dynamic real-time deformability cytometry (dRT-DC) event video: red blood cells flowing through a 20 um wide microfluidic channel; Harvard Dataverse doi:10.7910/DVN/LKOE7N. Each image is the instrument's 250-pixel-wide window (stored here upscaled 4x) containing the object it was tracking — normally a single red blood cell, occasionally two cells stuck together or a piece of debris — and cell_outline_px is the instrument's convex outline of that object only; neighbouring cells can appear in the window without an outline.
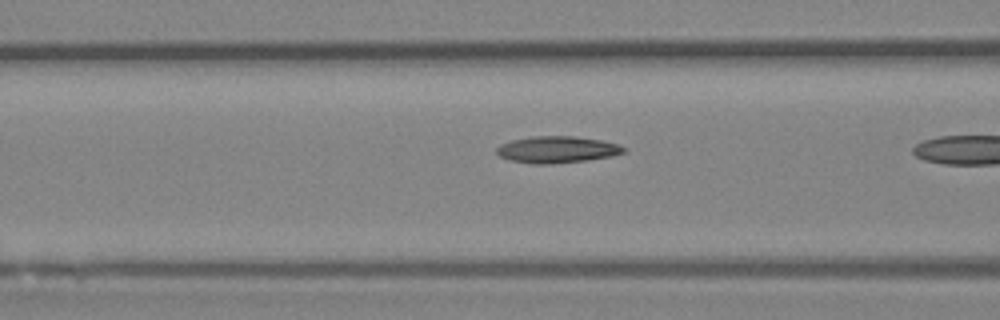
{"species": "Egyptian fruit bat (a non-hibernating species)", "species_latin": "Rousettus aegyptiacus", "temperature_condition": "room temperature", "stored_images_in_passage": 11, "camera_frame_rate_fps": 3000, "um_per_image_px": 0.085, "animal": {"sex": "female"}, "frame": {"image": 1, "passage_image": 10, "time_ms": 3.0, "image_size_px": [1000, 320], "cell_outline_px": [[628, 148], [624, 152], [612, 156], [588, 160], [548, 164], [532, 164], [508, 160], [500, 156], [496, 152], [496, 148], [500, 144], [512, 140], [532, 136], [572, 136], [600, 140], [616, 144]], "centroid_in_image_um": [47.32, 12.72], "position_along_channel_um": 119.3, "area_um2": 19.77}}